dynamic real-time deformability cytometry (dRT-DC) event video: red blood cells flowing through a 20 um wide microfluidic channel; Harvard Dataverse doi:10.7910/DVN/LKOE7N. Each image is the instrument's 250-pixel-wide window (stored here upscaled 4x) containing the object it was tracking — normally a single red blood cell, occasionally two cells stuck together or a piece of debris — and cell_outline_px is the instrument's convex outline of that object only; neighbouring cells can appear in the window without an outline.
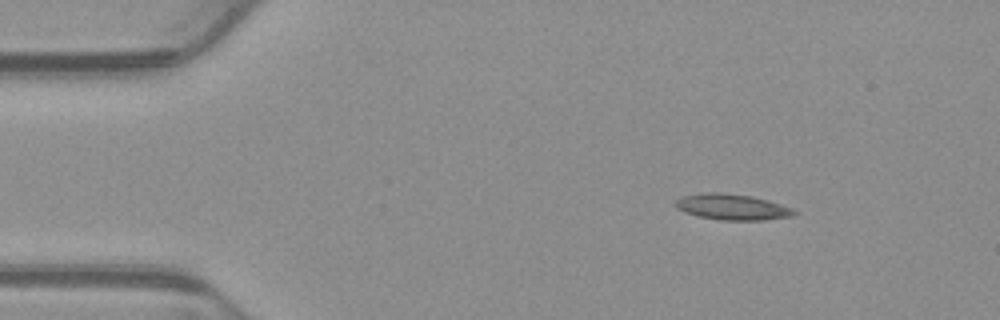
{"species": "common noctule bat (a hibernating species)", "species_latin": "Nyctalus noctula", "temperature_condition": "warm", "stored_images_in_passage": 5, "camera_frame_rate_fps": 3000, "um_per_image_px": 0.085, "animal": {"sex": "male", "body_mass_g": 23.1, "forearm_length_mm": 52.7}, "frame": {"image": 1, "passage_image": 1, "time_ms": 0.0, "image_size_px": [1000, 320], "cell_outline_px": [[796, 212], [792, 216], [764, 220], [720, 220], [700, 216], [684, 212], [676, 208], [676, 200], [684, 196], [704, 192], [720, 192], [752, 196], [768, 200], [792, 208]], "centroid_in_image_um": [62.23, 17.59], "position_along_channel_um": 22.8, "area_um2": 17.74}}
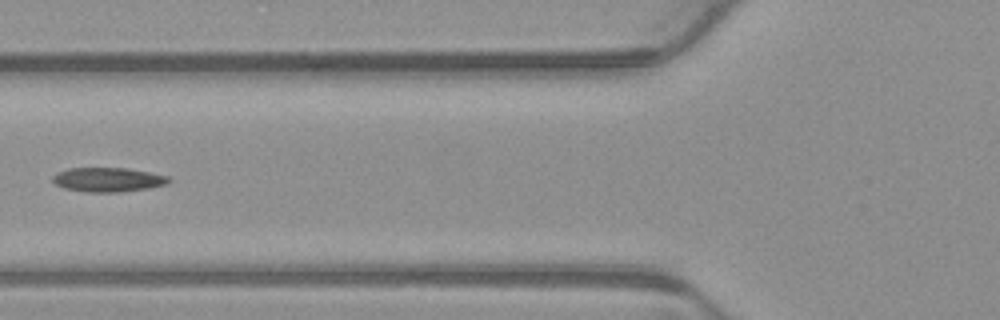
{"frame": {"image": 2, "passage_image": 4, "time_ms": 1.0, "image_size_px": [1000, 320], "cell_outline_px": [[172, 180], [168, 184], [148, 188], [116, 192], [88, 192], [64, 188], [56, 184], [52, 180], [52, 176], [56, 172], [68, 168], [128, 168], [168, 176]], "centroid_in_image_um": [9.17, 15.26], "position_along_channel_um": 116.6, "area_um2": 16.42}}
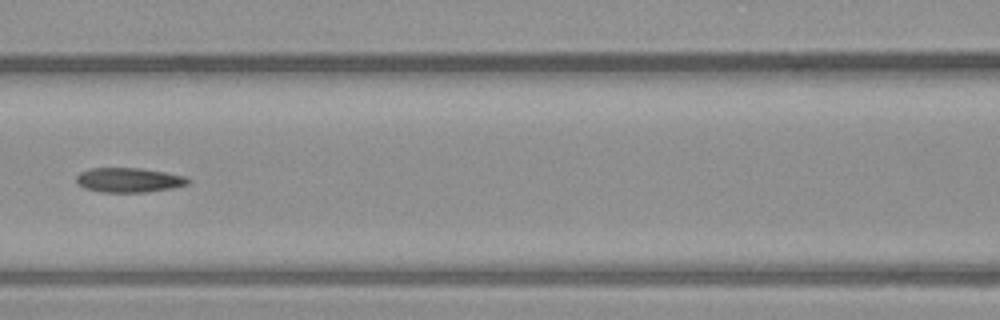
{"frame": {"image": 3, "passage_image": 5, "time_ms": 1.333, "image_size_px": [1000, 320], "cell_outline_px": [[192, 180], [188, 184], [172, 188], [148, 192], [100, 192], [84, 188], [76, 180], [76, 176], [80, 172], [92, 168], [140, 168], [188, 176]], "centroid_in_image_um": [11.0, 15.3], "position_along_channel_um": 155.6, "area_um2": 16.07}}